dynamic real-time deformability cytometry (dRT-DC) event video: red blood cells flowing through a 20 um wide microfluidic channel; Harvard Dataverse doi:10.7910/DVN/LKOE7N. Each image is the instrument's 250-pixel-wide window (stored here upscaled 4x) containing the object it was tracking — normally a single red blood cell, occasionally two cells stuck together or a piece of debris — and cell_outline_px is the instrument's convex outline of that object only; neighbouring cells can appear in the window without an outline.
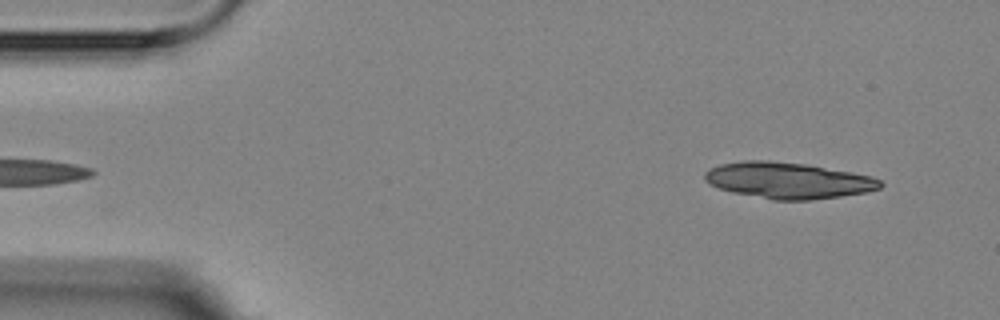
{"species": "Egyptian fruit bat (a non-hibernating species)", "species_latin": "Rousettus aegyptiacus", "temperature_condition": "room temperature", "stored_images_in_passage": 4, "segment_of_instrument_passage": [2, 2], "camera_frame_rate_fps": 3000, "um_per_image_px": 0.085, "animal": {"sex": "female"}, "frame": {"image": 1, "passage_image": 4, "time_ms": 3.667, "image_size_px": [1000, 320], "cell_outline_px": [[884, 184], [880, 188], [864, 192], [840, 196], [808, 200], [772, 200], [732, 192], [708, 184], [704, 180], [704, 172], [708, 168], [720, 164], [744, 160], [768, 160], [804, 164], [852, 172], [872, 176], [880, 180]], "centroid_in_image_um": [66.94, 15.33], "position_along_channel_um": 18.1, "area_um2": 37.05}}